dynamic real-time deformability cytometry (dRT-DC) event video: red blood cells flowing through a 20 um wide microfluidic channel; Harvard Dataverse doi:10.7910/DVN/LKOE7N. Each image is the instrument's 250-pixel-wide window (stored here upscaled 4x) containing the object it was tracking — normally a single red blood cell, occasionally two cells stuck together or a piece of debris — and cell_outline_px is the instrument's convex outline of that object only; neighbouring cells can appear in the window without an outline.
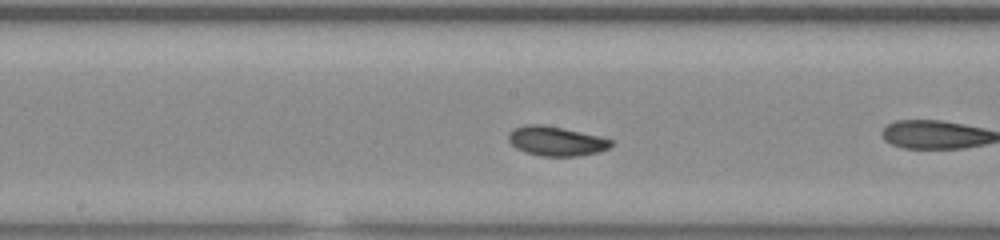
{"species": "common noctule bat (a hibernating species)", "species_latin": "Nyctalus noctula", "temperature_condition": "room temperature", "stored_images_in_passage": 37, "camera_frame_rate_fps": 3000, "um_per_image_px": 0.085, "animal": {"sex": "male", "body_mass_g": 20.0, "forearm_length_mm": 53.3}, "frame": {"image": 1, "passage_image": 11, "time_ms": 3.333, "image_size_px": [1000, 240], "cell_outline_px": [[612, 144], [608, 148], [596, 152], [580, 156], [540, 156], [524, 152], [516, 148], [508, 140], [508, 132], [524, 124], [544, 124], [600, 136], [612, 140]], "centroid_in_image_um": [47.24, 11.99], "position_along_channel_um": 201.0, "area_um2": 17.63}}
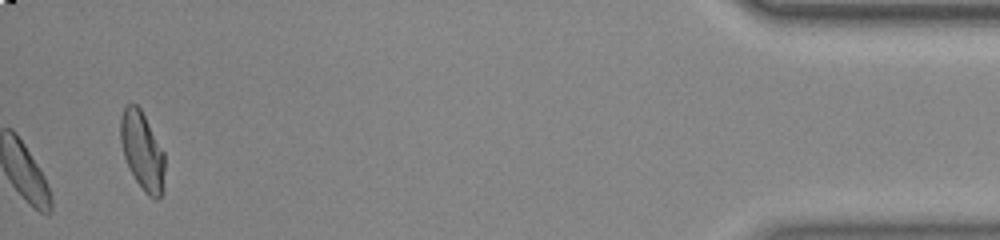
{"frame": {"image": 2, "passage_image": 37, "time_ms": 12.0, "image_size_px": [1000, 240], "cell_outline_px": [[164, 188], [160, 196], [156, 200], [148, 196], [144, 192], [136, 180], [124, 156], [120, 140], [120, 116], [124, 108], [128, 104], [136, 104], [140, 108], [164, 152]], "centroid_in_image_um": [12.09, 12.84], "position_along_channel_um": 423.1, "area_um2": 20.0}, "authors_computed_cell_mechanics": {"area_um2": 17.34, "velocity_mm_per_s": 3.7241, "shape_relaxation_time_tau1_ms": 3.7472, "shape_relaxation_time_tau2_ms": 3.8341, "deformation_change_tau1": 0.1111, "deformation_change_tau2": 0.0729}}